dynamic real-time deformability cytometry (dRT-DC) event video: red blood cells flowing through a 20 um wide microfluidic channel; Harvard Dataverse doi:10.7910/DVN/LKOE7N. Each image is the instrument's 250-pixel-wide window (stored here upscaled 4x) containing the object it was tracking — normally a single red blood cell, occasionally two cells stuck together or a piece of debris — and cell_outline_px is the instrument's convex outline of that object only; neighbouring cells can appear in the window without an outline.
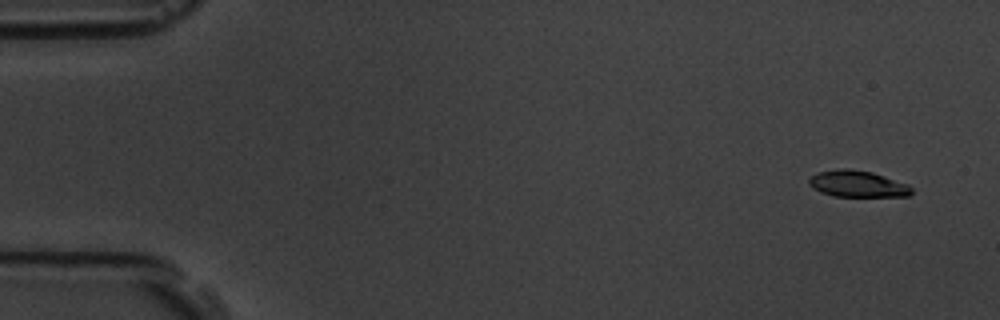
{"species": "common noctule bat (a hibernating species)", "species_latin": "Nyctalus noctula", "temperature_condition": "room temperature", "stored_images_in_passage": 5, "camera_frame_rate_fps": 3000, "um_per_image_px": 0.085, "animal": {"sex": "male", "body_mass_g": 19.5, "forearm_length_mm": 54.6}, "frame": {"image": 1, "passage_image": 1, "time_ms": 0.0, "image_size_px": [1000, 320], "cell_outline_px": [[912, 192], [908, 196], [832, 196], [820, 192], [812, 188], [808, 184], [808, 180], [812, 176], [820, 172], [840, 168], [848, 168], [872, 172], [908, 184], [912, 188]], "centroid_in_image_um": [72.87, 15.63], "position_along_channel_um": 12.1, "area_um2": 15.78}}
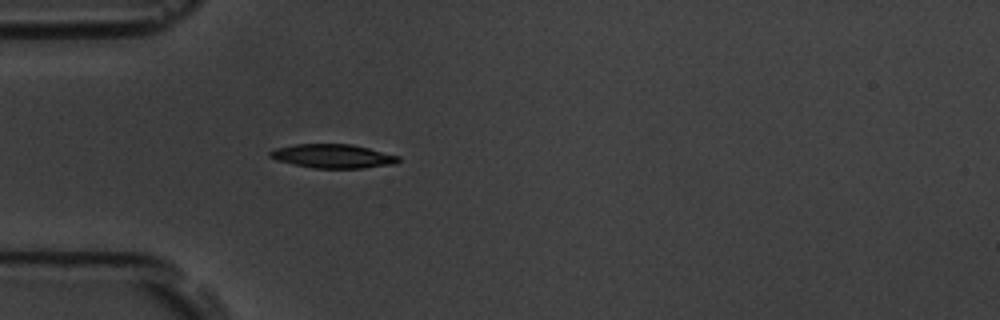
{"frame": {"image": 2, "passage_image": 5, "time_ms": 4.667, "image_size_px": [1000, 320], "cell_outline_px": [[400, 160], [396, 164], [364, 168], [312, 168], [276, 160], [268, 156], [268, 152], [276, 148], [296, 144], [352, 144], [400, 156]], "centroid_in_image_um": [28.3, 13.27], "position_along_channel_um": 56.7, "area_um2": 17.92}}